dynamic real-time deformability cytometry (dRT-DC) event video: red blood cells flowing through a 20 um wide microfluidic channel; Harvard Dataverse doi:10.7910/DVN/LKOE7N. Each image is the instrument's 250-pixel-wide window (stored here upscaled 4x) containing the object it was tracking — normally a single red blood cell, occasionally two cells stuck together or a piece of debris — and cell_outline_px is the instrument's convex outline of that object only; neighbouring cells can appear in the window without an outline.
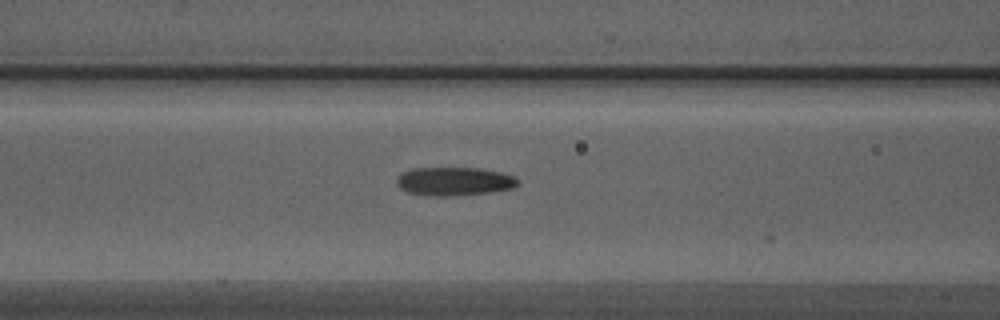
{"species": "Egyptian fruit bat (a non-hibernating species)", "species_latin": "Rousettus aegyptiacus", "temperature_condition": "warm", "stored_images_in_passage": 3, "camera_frame_rate_fps": 3000, "um_per_image_px": 0.085, "animal": {"sex": "male"}, "frame": {"image": 1, "passage_image": 3, "time_ms": 0.667, "image_size_px": [1000, 320], "cell_outline_px": [[520, 184], [512, 188], [488, 192], [444, 196], [428, 196], [408, 192], [400, 188], [396, 184], [396, 180], [404, 172], [412, 168], [480, 168], [500, 172], [512, 176], [520, 180]], "centroid_in_image_um": [38.61, 15.41], "position_along_channel_um": 128.0, "area_um2": 19.94}}